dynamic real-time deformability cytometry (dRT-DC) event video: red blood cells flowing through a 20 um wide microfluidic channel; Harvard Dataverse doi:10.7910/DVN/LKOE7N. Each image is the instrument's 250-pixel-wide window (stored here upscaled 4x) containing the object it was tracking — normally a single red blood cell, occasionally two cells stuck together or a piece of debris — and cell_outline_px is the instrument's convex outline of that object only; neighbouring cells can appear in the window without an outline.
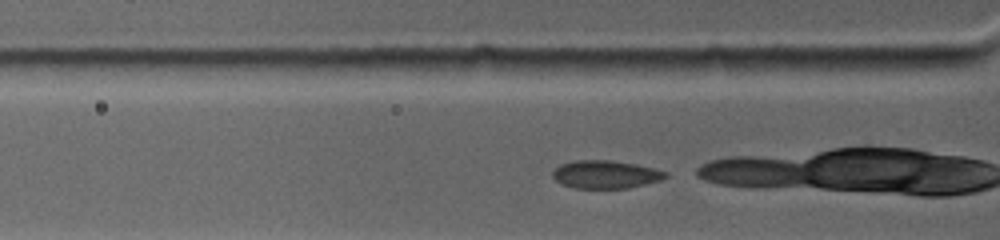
{"species": "common noctule bat (a hibernating species)", "species_latin": "Nyctalus noctula", "temperature_condition": "warm", "stored_images_in_passage": 5, "camera_frame_rate_fps": 4500, "um_per_image_px": 0.085, "animal": {"sex": "female", "body_mass_g": 19.0, "forearm_length_mm": 53.3}, "frame": {"image": 1, "passage_image": 2, "time_ms": 0.222, "image_size_px": [1000, 240], "cell_outline_px": [[668, 176], [660, 180], [628, 188], [576, 188], [564, 184], [556, 180], [552, 176], [552, 172], [560, 164], [576, 160], [608, 160], [636, 164], [668, 172]], "centroid_in_image_um": [51.47, 14.82], "position_along_channel_um": 74.3, "area_um2": 18.21}}